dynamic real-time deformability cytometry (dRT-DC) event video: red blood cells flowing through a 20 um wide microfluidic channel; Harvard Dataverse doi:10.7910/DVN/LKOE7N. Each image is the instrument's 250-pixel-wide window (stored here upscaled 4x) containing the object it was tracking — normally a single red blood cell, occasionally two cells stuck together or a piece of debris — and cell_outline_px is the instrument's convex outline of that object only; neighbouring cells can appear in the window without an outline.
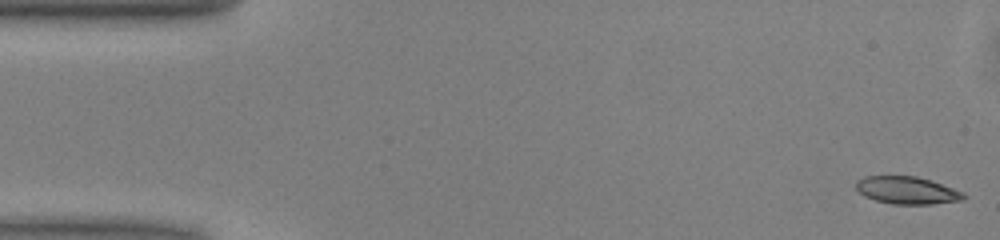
{"species": "common noctule bat (a hibernating species)", "species_latin": "Nyctalus noctula", "temperature_condition": "warm", "stored_images_in_passage": 46, "camera_frame_rate_fps": 3000, "um_per_image_px": 0.085, "animal": {"sex": "male", "body_mass_g": 13.0, "forearm_length_mm": 53.1}, "frame": {"image": 1, "passage_image": 1, "time_ms": 0.0, "image_size_px": [1000, 240], "cell_outline_px": [[968, 196], [964, 200], [932, 204], [892, 204], [876, 200], [864, 196], [856, 188], [856, 180], [864, 176], [916, 176], [964, 192]], "centroid_in_image_um": [77.1, 16.18], "position_along_channel_um": 7.9, "area_um2": 17.17}}
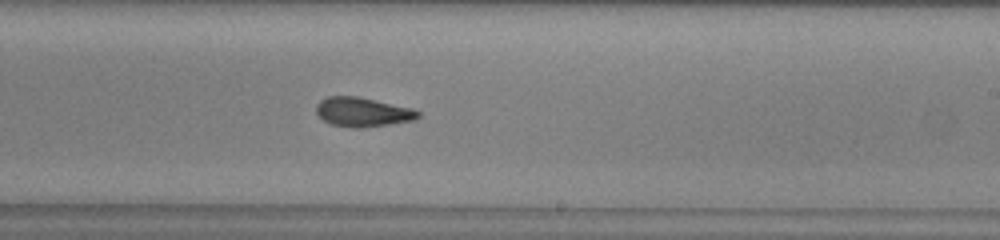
{"frame": {"image": 2, "passage_image": 29, "time_ms": 9.333, "image_size_px": [1000, 240], "cell_outline_px": [[420, 116], [416, 120], [360, 128], [352, 128], [332, 124], [324, 120], [316, 112], [316, 104], [320, 100], [328, 96], [356, 96], [412, 108], [420, 112]], "centroid_in_image_um": [30.83, 9.52], "position_along_channel_um": 258.2, "area_um2": 17.28}}
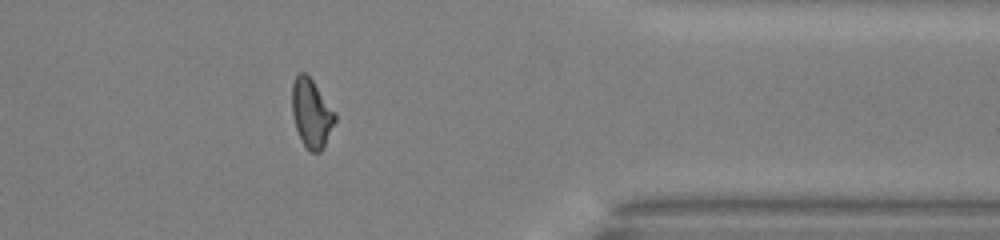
{"frame": {"image": 3, "passage_image": 40, "time_ms": 13.0, "image_size_px": [1000, 240], "cell_outline_px": [[336, 120], [324, 148], [320, 152], [312, 152], [304, 144], [296, 128], [292, 112], [292, 84], [296, 76], [300, 72], [304, 72], [312, 80], [336, 112]], "centroid_in_image_um": [26.49, 9.62], "position_along_channel_um": 384.9, "area_um2": 17.05}, "authors_computed_cell_mechanics": {"area_um2": 17.3111, "velocity_mm_per_s": 4.0359, "shape_relaxation_time_tau1_ms": 5.1147, "shape_relaxation_time_tau2_ms": 2.2092, "deformation_change_tau1": 0.1611, "deformation_change_tau2": 0.1071}}